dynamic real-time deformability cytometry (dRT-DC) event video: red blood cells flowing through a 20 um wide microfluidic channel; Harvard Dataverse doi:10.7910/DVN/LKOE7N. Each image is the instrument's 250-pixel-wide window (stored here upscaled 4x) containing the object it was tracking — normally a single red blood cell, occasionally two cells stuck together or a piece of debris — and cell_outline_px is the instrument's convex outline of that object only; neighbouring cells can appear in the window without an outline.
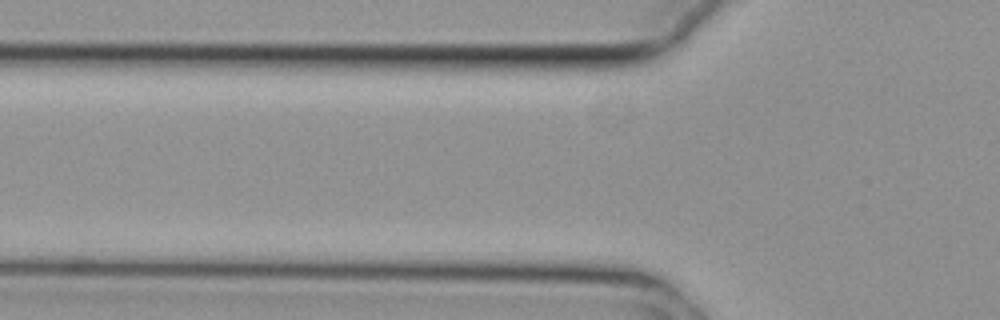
{"species": "common noctule bat (a hibernating species)", "species_latin": "Nyctalus noctula", "temperature_condition": "cold", "stored_images_in_passage": 4, "camera_frame_rate_fps": 3000, "um_per_image_px": 0.085, "animal": {"sex": "female", "body_mass_g": 29.2, "forearm_length_mm": 56.3}, "frame": {"image": 1, "passage_image": 2, "time_ms": 0.333, "image_size_px": [1000, 320], "cell_outline_px": [[564, 112], [560, 116], [528, 120], [452, 120], [404, 116], [404, 112], [416, 108], [460, 104], [524, 104], [552, 108]], "centroid_in_image_um": [41.2, 9.54], "position_along_channel_um": 84.6, "area_um2": 15.09}}